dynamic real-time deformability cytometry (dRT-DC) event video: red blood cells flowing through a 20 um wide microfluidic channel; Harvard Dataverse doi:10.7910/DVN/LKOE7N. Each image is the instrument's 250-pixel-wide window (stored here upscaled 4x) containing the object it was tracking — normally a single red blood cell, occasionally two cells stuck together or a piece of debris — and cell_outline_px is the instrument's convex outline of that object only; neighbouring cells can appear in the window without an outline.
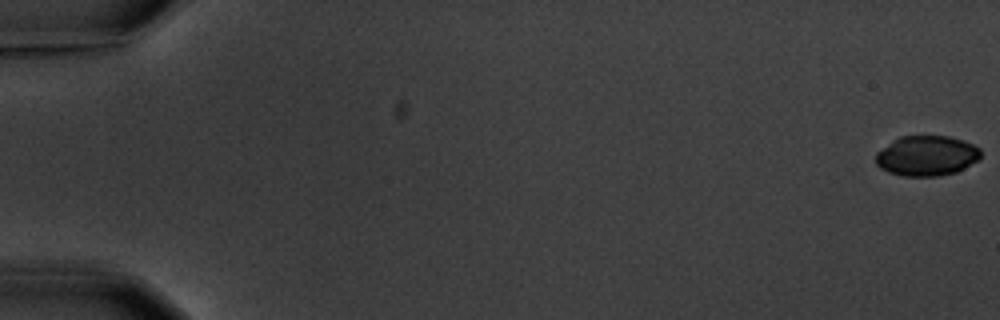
{"species": "common noctule bat (a hibernating species)", "species_latin": "Nyctalus noctula", "temperature_condition": "warm", "stored_images_in_passage": 5, "camera_frame_rate_fps": 3000, "um_per_image_px": 0.085, "animal": {"sex": "male", "body_mass_g": 20.1, "forearm_length_mm": 53.5}, "frame": {"image": 1, "passage_image": 1, "time_ms": 0.0, "image_size_px": [1000, 320], "cell_outline_px": [[980, 160], [956, 172], [940, 176], [904, 176], [888, 172], [880, 168], [876, 164], [876, 152], [900, 136], [948, 136], [964, 140], [980, 148]], "centroid_in_image_um": [78.78, 13.24], "position_along_channel_um": 6.2, "area_um2": 24.68}}
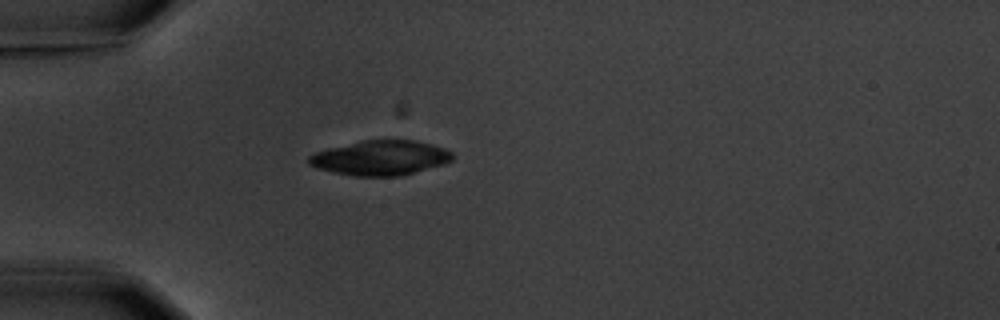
{"frame": {"image": 2, "passage_image": 5, "time_ms": 5.667, "image_size_px": [1000, 320], "cell_outline_px": [[452, 160], [444, 164], [400, 176], [356, 176], [332, 172], [316, 168], [308, 164], [308, 156], [316, 152], [328, 148], [360, 140], [416, 140], [432, 144], [444, 148], [452, 152]], "centroid_in_image_um": [32.32, 13.41], "position_along_channel_um": 52.7, "area_um2": 29.19}}